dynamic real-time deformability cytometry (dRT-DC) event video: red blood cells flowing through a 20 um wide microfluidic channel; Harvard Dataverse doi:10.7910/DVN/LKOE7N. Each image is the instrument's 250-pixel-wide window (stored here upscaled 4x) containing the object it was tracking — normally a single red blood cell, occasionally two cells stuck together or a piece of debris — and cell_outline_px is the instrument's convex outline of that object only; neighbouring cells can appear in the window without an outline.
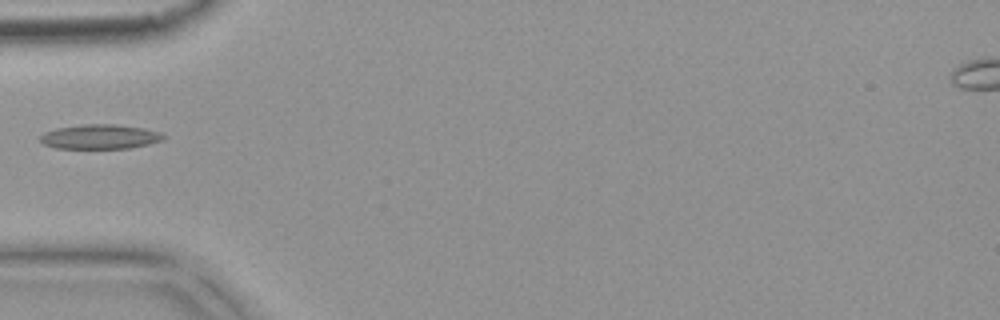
{"species": "common noctule bat (a hibernating species)", "species_latin": "Nyctalus noctula", "temperature_condition": "warm", "stored_images_in_passage": 3, "camera_frame_rate_fps": 3000, "um_per_image_px": 0.085, "animal": {"sex": "female", "body_mass_g": 18.4}, "frame": {"image": 1, "passage_image": 3, "time_ms": 0.667, "image_size_px": [1000, 320], "cell_outline_px": [[168, 136], [164, 140], [148, 144], [128, 148], [56, 148], [44, 144], [40, 140], [40, 136], [44, 132], [56, 128], [84, 124], [116, 124], [144, 128], [160, 132]], "centroid_in_image_um": [8.53, 11.61], "position_along_channel_um": 76.5, "area_um2": 17.69}}